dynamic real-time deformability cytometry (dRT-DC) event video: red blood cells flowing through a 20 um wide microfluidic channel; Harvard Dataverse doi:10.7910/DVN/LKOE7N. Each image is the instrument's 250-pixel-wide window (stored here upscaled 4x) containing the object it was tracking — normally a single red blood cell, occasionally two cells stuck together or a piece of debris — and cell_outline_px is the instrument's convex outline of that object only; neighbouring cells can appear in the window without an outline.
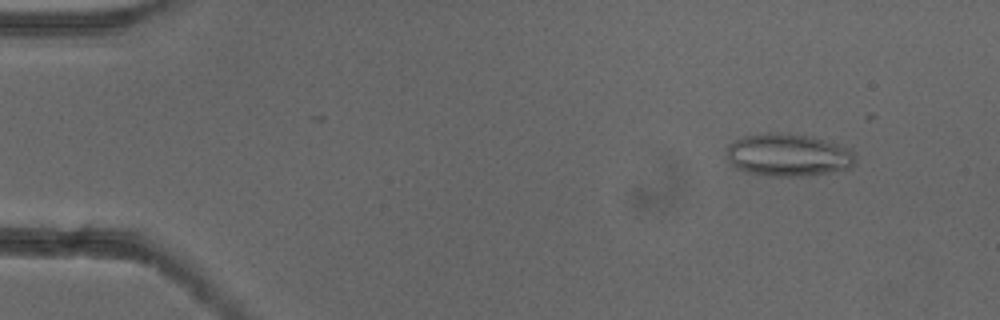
{"species": "common noctule bat (a hibernating species)", "species_latin": "Nyctalus noctula", "temperature_condition": "cold", "stored_images_in_passage": 21, "camera_frame_rate_fps": 3000, "um_per_image_px": 0.085, "animal": {"sex": "female"}, "frame": {"image": 1, "passage_image": 6, "time_ms": 1.667, "image_size_px": [1000, 320], "cell_outline_px": [[856, 160], [848, 168], [828, 172], [800, 176], [768, 176], [744, 172], [728, 164], [728, 144], [744, 136], [768, 132], [788, 132], [812, 136], [852, 148], [856, 156]], "centroid_in_image_um": [66.99, 13.16], "position_along_channel_um": 18.0, "area_um2": 32.37}}